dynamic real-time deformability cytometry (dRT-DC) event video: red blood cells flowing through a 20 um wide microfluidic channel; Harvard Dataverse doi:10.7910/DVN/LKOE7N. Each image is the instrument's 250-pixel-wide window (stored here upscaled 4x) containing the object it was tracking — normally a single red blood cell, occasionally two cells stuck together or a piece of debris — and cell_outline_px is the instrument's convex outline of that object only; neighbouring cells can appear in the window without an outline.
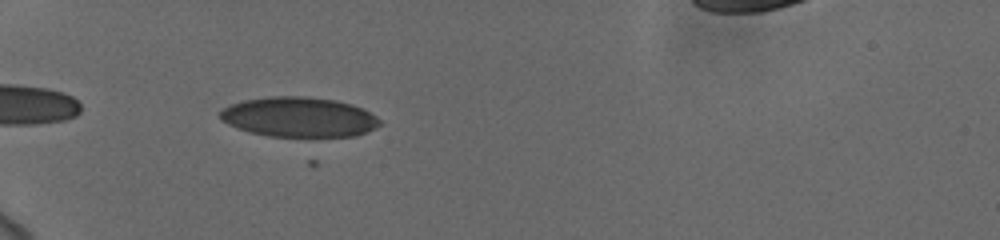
{"species": "human", "species_latin": "Homo sapiens", "temperature_condition": "cold", "stored_images_in_passage": 33, "camera_frame_rate_fps": 3000, "um_per_image_px": 0.085, "donor": {"sex": "female"}, "frame": {"image": 1, "passage_image": 3, "time_ms": 0.667, "image_size_px": [1000, 240], "cell_outline_px": [[380, 124], [376, 128], [356, 136], [268, 136], [252, 132], [228, 124], [220, 120], [220, 112], [224, 108], [232, 104], [244, 100], [272, 96], [304, 96], [336, 100], [352, 104], [376, 116], [380, 120]], "centroid_in_image_um": [25.43, 9.94], "position_along_channel_um": 59.6, "area_um2": 36.82}}
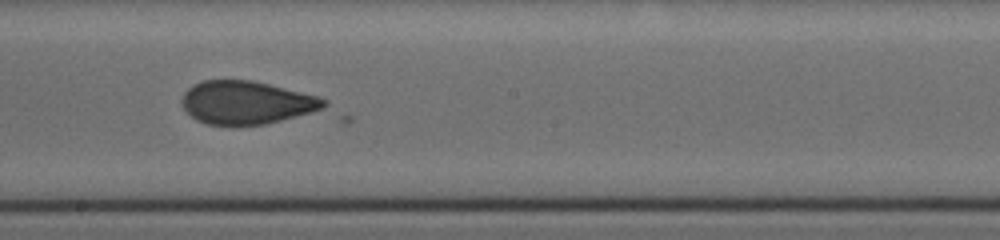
{"frame": {"image": 2, "passage_image": 18, "time_ms": 5.667, "image_size_px": [1000, 240], "cell_outline_px": [[328, 104], [324, 108], [312, 112], [264, 124], [208, 124], [196, 120], [180, 104], [180, 100], [184, 92], [188, 88], [204, 80], [252, 80], [320, 96], [328, 100]], "centroid_in_image_um": [20.96, 8.7], "position_along_channel_um": 227.2, "area_um2": 35.49}}
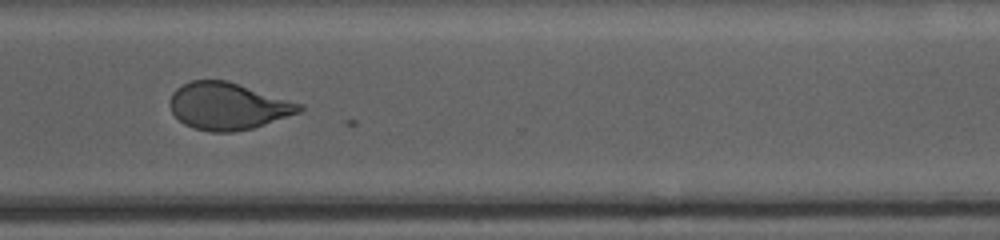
{"frame": {"image": 3, "passage_image": 28, "time_ms": 9.0, "image_size_px": [1000, 240], "cell_outline_px": [[304, 108], [300, 112], [252, 128], [232, 132], [208, 132], [192, 128], [184, 124], [172, 112], [168, 104], [172, 92], [176, 88], [192, 80], [228, 80], [304, 104]], "centroid_in_image_um": [19.36, 9.02], "position_along_channel_um": 351.2, "area_um2": 35.66}, "authors_computed_cell_mechanics": {"area_um2": 36.7608, "velocity_mm_per_s": 3.7357, "shape_relaxation_time_tau1_ms": null, "shape_relaxation_time_tau2_ms": 1.5743, "deformation_change_tau1": null, "deformation_change_tau2": 0.0711}}